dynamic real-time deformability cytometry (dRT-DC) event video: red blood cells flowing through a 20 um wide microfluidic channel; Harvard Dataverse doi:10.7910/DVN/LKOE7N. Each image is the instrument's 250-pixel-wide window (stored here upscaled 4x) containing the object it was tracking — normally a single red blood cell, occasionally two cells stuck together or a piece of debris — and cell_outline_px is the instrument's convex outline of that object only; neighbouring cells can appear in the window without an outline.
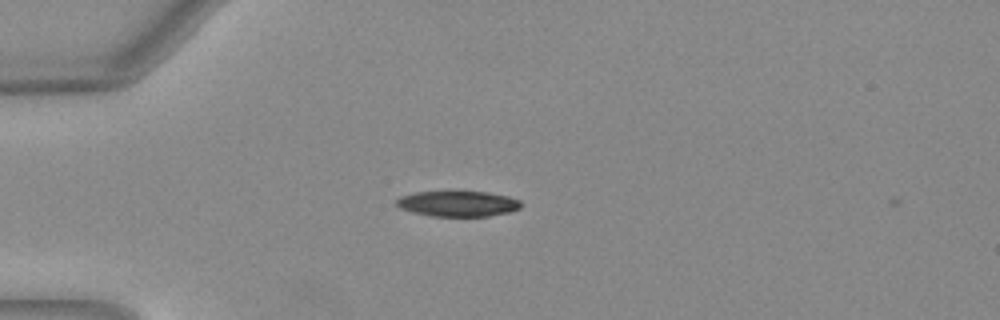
{"species": "Egyptian fruit bat (a non-hibernating species)", "species_latin": "Rousettus aegyptiacus", "temperature_condition": "warm", "stored_images_in_passage": 4, "camera_frame_rate_fps": 3000, "um_per_image_px": 0.085, "animal": {"sex": "female"}, "frame": {"image": 1, "passage_image": 2, "time_ms": 0.333, "image_size_px": [1000, 320], "cell_outline_px": [[520, 208], [508, 212], [488, 216], [432, 216], [412, 212], [400, 208], [392, 204], [400, 196], [412, 192], [448, 188], [452, 188], [488, 192], [508, 196], [520, 200]], "centroid_in_image_um": [38.82, 17.25], "position_along_channel_um": 46.2, "area_um2": 19.71}}